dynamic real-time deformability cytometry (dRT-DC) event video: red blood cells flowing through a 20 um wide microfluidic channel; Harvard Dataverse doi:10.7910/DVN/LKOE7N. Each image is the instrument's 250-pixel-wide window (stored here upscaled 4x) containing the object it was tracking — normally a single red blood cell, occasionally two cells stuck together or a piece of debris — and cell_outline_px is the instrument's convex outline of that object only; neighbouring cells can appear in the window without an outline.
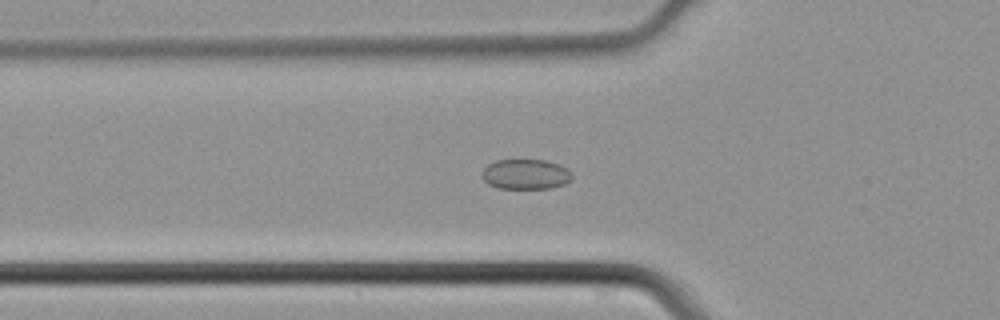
{"species": "common noctule bat (a hibernating species)", "species_latin": "Nyctalus noctula", "temperature_condition": "cold", "stored_images_in_passage": 43, "camera_frame_rate_fps": 3000, "um_per_image_px": 0.085, "animal": {"sex": "male", "body_mass_g": 21.5, "forearm_length_mm": 52.0}, "frame": {"image": 1, "passage_image": 13, "time_ms": 4.0, "image_size_px": [1000, 320], "cell_outline_px": [[572, 180], [564, 184], [552, 188], [496, 188], [488, 184], [480, 176], [484, 168], [488, 164], [496, 160], [544, 160], [560, 164], [572, 172]], "centroid_in_image_um": [44.68, 14.81], "position_along_channel_um": 81.1, "area_um2": 15.95}}
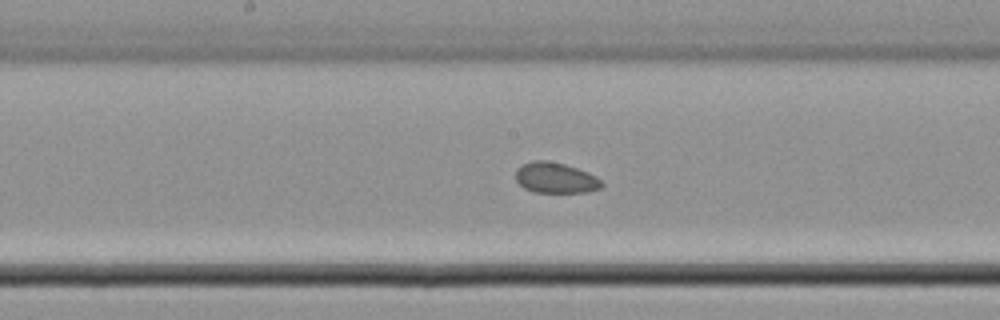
{"frame": {"image": 2, "passage_image": 21, "time_ms": 6.667, "image_size_px": [1000, 320], "cell_outline_px": [[604, 184], [600, 188], [584, 192], [536, 192], [524, 188], [516, 180], [516, 172], [524, 164], [532, 160], [548, 160], [564, 164], [588, 172], [596, 176]], "centroid_in_image_um": [47.23, 15.11], "position_along_channel_um": 201.0, "area_um2": 15.14}}
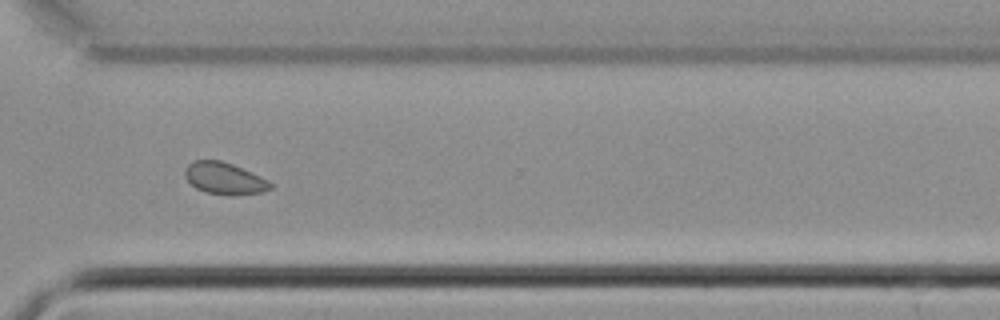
{"frame": {"image": 3, "passage_image": 31, "time_ms": 10.0, "image_size_px": [1000, 320], "cell_outline_px": [[272, 188], [260, 192], [232, 196], [228, 196], [208, 192], [196, 188], [184, 176], [184, 172], [188, 164], [196, 160], [220, 160], [232, 164], [268, 180], [272, 184]], "centroid_in_image_um": [19.06, 15.17], "position_along_channel_um": 351.5, "area_um2": 15.66}}